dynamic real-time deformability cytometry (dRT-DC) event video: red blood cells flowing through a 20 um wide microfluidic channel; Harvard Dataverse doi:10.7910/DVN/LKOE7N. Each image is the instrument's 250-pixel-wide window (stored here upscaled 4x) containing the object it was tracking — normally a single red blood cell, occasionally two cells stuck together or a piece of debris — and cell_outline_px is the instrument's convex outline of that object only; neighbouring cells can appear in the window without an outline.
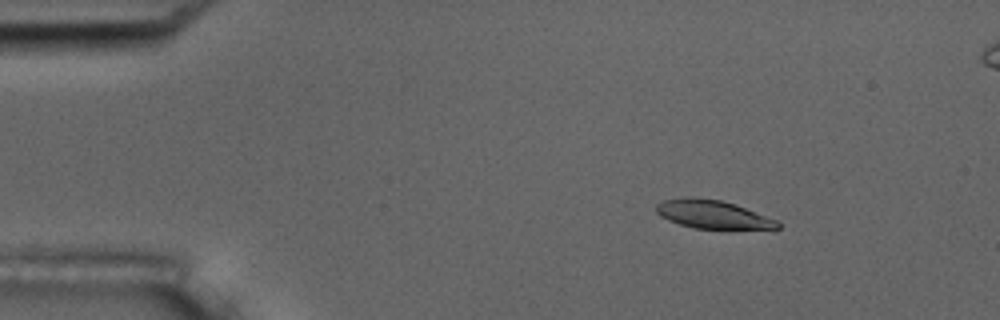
{"species": "common noctule bat (a hibernating species)", "species_latin": "Nyctalus noctula", "temperature_condition": "room temperature", "stored_images_in_passage": 46, "camera_frame_rate_fps": 3000, "um_per_image_px": 0.085, "animal": {"sex": "male", "body_mass_g": 17.5, "forearm_length_mm": 52.3}, "frame": {"image": 1, "passage_image": 1, "time_ms": 0.0, "image_size_px": [1000, 320], "cell_outline_px": [[780, 228], [692, 228], [668, 220], [660, 216], [656, 212], [656, 204], [660, 200], [684, 196], [696, 196], [720, 200], [736, 204], [776, 220], [780, 224]], "centroid_in_image_um": [60.48, 18.18], "position_along_channel_um": 24.5, "area_um2": 20.06}}
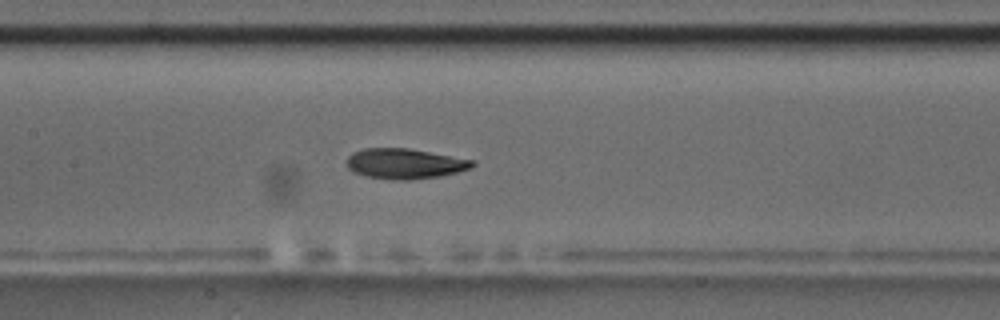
{"frame": {"image": 2, "passage_image": 19, "time_ms": 6.0, "image_size_px": [1000, 320], "cell_outline_px": [[476, 164], [472, 168], [440, 176], [412, 180], [396, 180], [368, 176], [352, 172], [348, 168], [348, 156], [352, 152], [364, 148], [408, 148], [476, 160]], "centroid_in_image_um": [34.44, 13.91], "position_along_channel_um": 173.0, "area_um2": 22.25}}
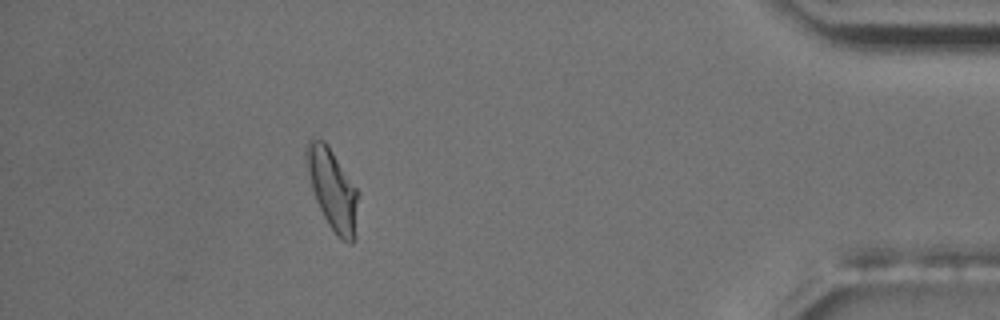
{"frame": {"image": 3, "passage_image": 42, "time_ms": 13.667, "image_size_px": [1000, 320], "cell_outline_px": [[356, 240], [352, 244], [348, 244], [328, 224], [316, 200], [312, 188], [304, 156], [304, 148], [308, 140], [312, 136], [324, 140], [328, 144], [356, 188]], "centroid_in_image_um": [28.22, 16.02], "position_along_channel_um": 407.0, "area_um2": 23.99}}